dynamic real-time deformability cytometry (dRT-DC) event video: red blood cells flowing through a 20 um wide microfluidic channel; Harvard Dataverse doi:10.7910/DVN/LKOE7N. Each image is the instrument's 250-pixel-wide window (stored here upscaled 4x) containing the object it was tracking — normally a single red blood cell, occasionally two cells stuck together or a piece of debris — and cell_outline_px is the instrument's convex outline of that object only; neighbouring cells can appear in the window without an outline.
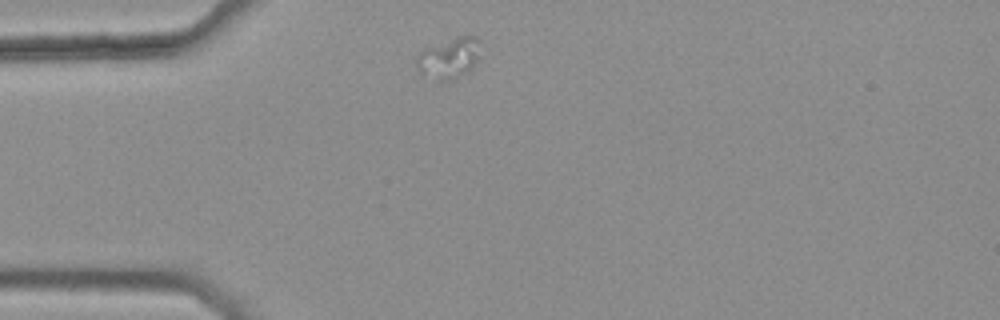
{"species": "common noctule bat (a hibernating species)", "species_latin": "Nyctalus noctula", "temperature_condition": "warm", "stored_images_in_passage": 6, "camera_frame_rate_fps": 3000, "um_per_image_px": 0.085, "animal": {"sex": "female", "body_mass_g": 25.1}, "frame": {"image": 1, "passage_image": 1, "time_ms": 0.0, "image_size_px": [1000, 320], "cell_outline_px": [[480, 40], [476, 60], [472, 68], [468, 72], [440, 84], [420, 72], [416, 68], [416, 56], [420, 52], [428, 48], [460, 36], [476, 36]], "centroid_in_image_um": [38.14, 4.99], "position_along_channel_um": 46.9, "area_um2": 14.97}}